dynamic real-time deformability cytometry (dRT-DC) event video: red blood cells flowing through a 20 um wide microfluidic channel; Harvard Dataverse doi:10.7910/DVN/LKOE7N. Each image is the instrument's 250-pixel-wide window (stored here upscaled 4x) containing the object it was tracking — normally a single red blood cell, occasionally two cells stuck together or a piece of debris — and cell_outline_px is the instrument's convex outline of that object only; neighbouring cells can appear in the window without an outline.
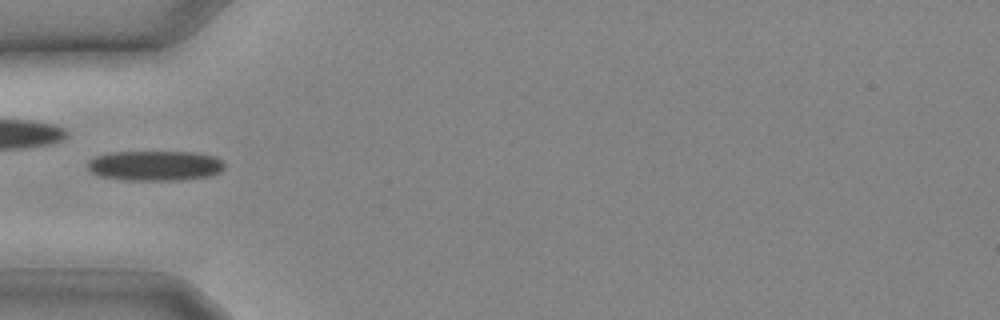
{"species": "common noctule bat (a hibernating species)", "species_latin": "Nyctalus noctula", "temperature_condition": "cold", "stored_images_in_passage": 7, "camera_frame_rate_fps": 3000, "um_per_image_px": 0.085, "animal": {"sex": "male", "body_mass_g": 20.4}, "frame": {"image": 1, "passage_image": 6, "time_ms": 1.667, "image_size_px": [1000, 320], "cell_outline_px": [[224, 168], [220, 172], [212, 176], [180, 180], [124, 180], [100, 176], [92, 172], [88, 168], [88, 160], [96, 156], [108, 152], [196, 152], [216, 156], [224, 164]], "centroid_in_image_um": [13.2, 14.08], "position_along_channel_um": 71.8, "area_um2": 24.16}}